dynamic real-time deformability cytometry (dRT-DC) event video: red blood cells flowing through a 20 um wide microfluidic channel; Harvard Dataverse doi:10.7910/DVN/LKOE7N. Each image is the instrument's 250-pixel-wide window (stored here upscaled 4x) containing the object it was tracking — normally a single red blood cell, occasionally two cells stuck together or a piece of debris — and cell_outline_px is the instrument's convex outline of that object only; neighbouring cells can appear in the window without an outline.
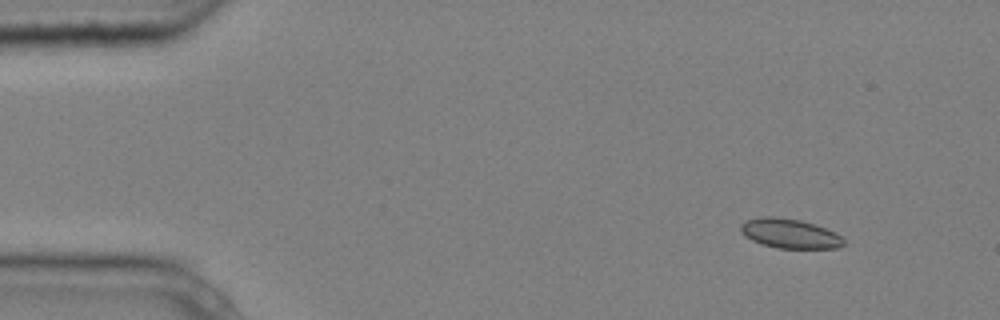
{"species": "common noctule bat (a hibernating species)", "species_latin": "Nyctalus noctula", "temperature_condition": "cold", "stored_images_in_passage": 5, "camera_frame_rate_fps": 3000, "um_per_image_px": 0.085, "animal": {"sex": "male", "body_mass_g": 20.4}, "frame": {"image": 1, "passage_image": 2, "time_ms": 0.333, "image_size_px": [1000, 320], "cell_outline_px": [[844, 244], [836, 248], [776, 248], [760, 244], [744, 236], [740, 232], [740, 224], [748, 220], [760, 216], [772, 216], [800, 220], [836, 232], [844, 240]], "centroid_in_image_um": [67.08, 19.85], "position_along_channel_um": 17.9, "area_um2": 17.69}}
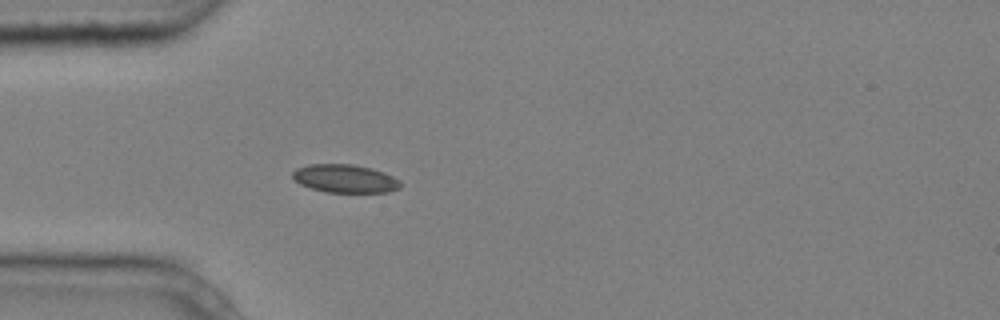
{"frame": {"image": 2, "passage_image": 5, "time_ms": 1.333, "image_size_px": [1000, 320], "cell_outline_px": [[400, 188], [388, 192], [324, 192], [300, 184], [292, 176], [292, 172], [296, 168], [308, 164], [352, 164], [372, 168], [384, 172], [400, 180]], "centroid_in_image_um": [29.32, 15.17], "position_along_channel_um": 55.7, "area_um2": 17.74}}